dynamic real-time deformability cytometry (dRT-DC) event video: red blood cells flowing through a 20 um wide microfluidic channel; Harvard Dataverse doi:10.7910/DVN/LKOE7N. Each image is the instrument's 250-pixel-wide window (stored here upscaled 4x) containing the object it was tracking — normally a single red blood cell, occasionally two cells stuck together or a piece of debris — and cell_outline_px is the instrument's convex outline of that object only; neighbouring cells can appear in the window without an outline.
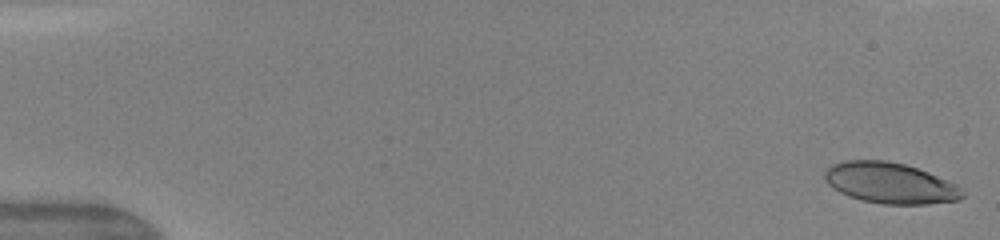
{"species": "human", "species_latin": "Homo sapiens", "temperature_condition": "warm", "stored_images_in_passage": 49, "camera_frame_rate_fps": 3000, "um_per_image_px": 0.085, "donor": {"sex": "female"}, "frame": {"image": 1, "passage_image": 1, "time_ms": 0.0, "image_size_px": [1000, 240], "cell_outline_px": [[964, 196], [960, 200], [928, 204], [884, 204], [860, 200], [848, 196], [832, 188], [824, 180], [824, 172], [832, 164], [848, 160], [888, 160], [904, 164], [928, 172], [956, 184], [964, 192]], "centroid_in_image_um": [75.65, 15.56], "position_along_channel_um": 9.4, "area_um2": 32.89}}
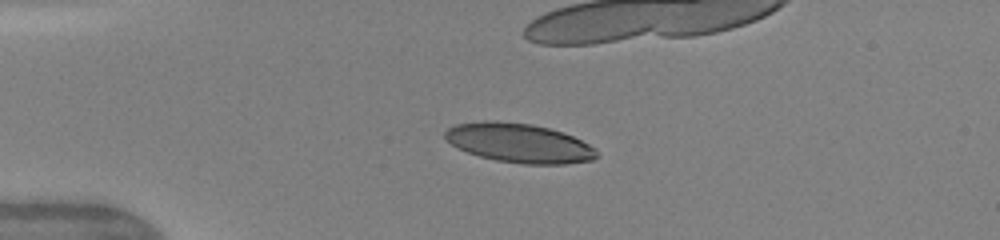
{"frame": {"image": 2, "passage_image": 12, "time_ms": 3.667, "image_size_px": [1000, 240], "cell_outline_px": [[600, 156], [592, 160], [564, 164], [524, 164], [496, 160], [480, 156], [468, 152], [452, 144], [444, 136], [444, 132], [448, 128], [456, 124], [484, 120], [492, 120], [532, 124], [564, 132], [588, 144]], "centroid_in_image_um": [44.12, 12.15], "position_along_channel_um": 40.9, "area_um2": 34.45}, "authors_computed_cell_mechanics": {"area_um2": 34.9112, "velocity_mm_per_s": 4.1959, "shape_relaxation_time_tau1_ms": 6.9701, "shape_relaxation_time_tau2_ms": null, "deformation_change_tau1": 0.228, "deformation_change_tau2": null}}